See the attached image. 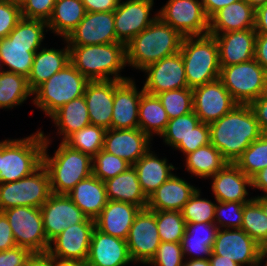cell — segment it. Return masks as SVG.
<instances>
[{
    "label": "cell",
    "instance_id": "6da1fadb",
    "mask_svg": "<svg viewBox=\"0 0 267 266\" xmlns=\"http://www.w3.org/2000/svg\"><path fill=\"white\" fill-rule=\"evenodd\" d=\"M208 125L210 143L228 163H235L250 144L263 134L249 105L237 104L230 112Z\"/></svg>",
    "mask_w": 267,
    "mask_h": 266
},
{
    "label": "cell",
    "instance_id": "7a4b0ae2",
    "mask_svg": "<svg viewBox=\"0 0 267 266\" xmlns=\"http://www.w3.org/2000/svg\"><path fill=\"white\" fill-rule=\"evenodd\" d=\"M47 31V22L22 18L7 37L0 39L2 70L27 78L32 69L34 54L42 48L41 42L45 38L44 32ZM3 66L9 69L6 70Z\"/></svg>",
    "mask_w": 267,
    "mask_h": 266
},
{
    "label": "cell",
    "instance_id": "3957f363",
    "mask_svg": "<svg viewBox=\"0 0 267 266\" xmlns=\"http://www.w3.org/2000/svg\"><path fill=\"white\" fill-rule=\"evenodd\" d=\"M183 38L157 17L126 44V64L142 71L150 64L180 52Z\"/></svg>",
    "mask_w": 267,
    "mask_h": 266
},
{
    "label": "cell",
    "instance_id": "277c9868",
    "mask_svg": "<svg viewBox=\"0 0 267 266\" xmlns=\"http://www.w3.org/2000/svg\"><path fill=\"white\" fill-rule=\"evenodd\" d=\"M69 49L70 63L89 81L130 79L120 74L127 65L126 45L122 42L69 46Z\"/></svg>",
    "mask_w": 267,
    "mask_h": 266
},
{
    "label": "cell",
    "instance_id": "5b68a950",
    "mask_svg": "<svg viewBox=\"0 0 267 266\" xmlns=\"http://www.w3.org/2000/svg\"><path fill=\"white\" fill-rule=\"evenodd\" d=\"M44 136L43 165L50 176L51 192L67 195L75 185L92 175V158L61 141L54 156L49 157L50 136Z\"/></svg>",
    "mask_w": 267,
    "mask_h": 266
},
{
    "label": "cell",
    "instance_id": "8992f818",
    "mask_svg": "<svg viewBox=\"0 0 267 266\" xmlns=\"http://www.w3.org/2000/svg\"><path fill=\"white\" fill-rule=\"evenodd\" d=\"M43 131L22 139L0 141V183L20 180L43 164Z\"/></svg>",
    "mask_w": 267,
    "mask_h": 266
},
{
    "label": "cell",
    "instance_id": "52a82bcc",
    "mask_svg": "<svg viewBox=\"0 0 267 266\" xmlns=\"http://www.w3.org/2000/svg\"><path fill=\"white\" fill-rule=\"evenodd\" d=\"M180 52L189 88L219 79V47L213 35L184 37Z\"/></svg>",
    "mask_w": 267,
    "mask_h": 266
},
{
    "label": "cell",
    "instance_id": "ba28073f",
    "mask_svg": "<svg viewBox=\"0 0 267 266\" xmlns=\"http://www.w3.org/2000/svg\"><path fill=\"white\" fill-rule=\"evenodd\" d=\"M89 82L71 63H68L32 92V95H35L32 103L51 117L64 104L82 97Z\"/></svg>",
    "mask_w": 267,
    "mask_h": 266
},
{
    "label": "cell",
    "instance_id": "9c48e42d",
    "mask_svg": "<svg viewBox=\"0 0 267 266\" xmlns=\"http://www.w3.org/2000/svg\"><path fill=\"white\" fill-rule=\"evenodd\" d=\"M219 79L237 104L249 105L267 93V71L254 58L221 67Z\"/></svg>",
    "mask_w": 267,
    "mask_h": 266
},
{
    "label": "cell",
    "instance_id": "30bf717a",
    "mask_svg": "<svg viewBox=\"0 0 267 266\" xmlns=\"http://www.w3.org/2000/svg\"><path fill=\"white\" fill-rule=\"evenodd\" d=\"M51 193L50 176L42 164L20 180L0 183V212L18 206L40 208Z\"/></svg>",
    "mask_w": 267,
    "mask_h": 266
},
{
    "label": "cell",
    "instance_id": "8fae6325",
    "mask_svg": "<svg viewBox=\"0 0 267 266\" xmlns=\"http://www.w3.org/2000/svg\"><path fill=\"white\" fill-rule=\"evenodd\" d=\"M2 212L8 219L17 246L24 247L32 253L48 251L50 242L45 235L40 208L18 206Z\"/></svg>",
    "mask_w": 267,
    "mask_h": 266
},
{
    "label": "cell",
    "instance_id": "7c38bea8",
    "mask_svg": "<svg viewBox=\"0 0 267 266\" xmlns=\"http://www.w3.org/2000/svg\"><path fill=\"white\" fill-rule=\"evenodd\" d=\"M158 17L183 37L209 34V19L201 0H168Z\"/></svg>",
    "mask_w": 267,
    "mask_h": 266
},
{
    "label": "cell",
    "instance_id": "4fadbf2b",
    "mask_svg": "<svg viewBox=\"0 0 267 266\" xmlns=\"http://www.w3.org/2000/svg\"><path fill=\"white\" fill-rule=\"evenodd\" d=\"M94 228L95 220L91 218L69 226L50 241L47 252L59 262L85 264Z\"/></svg>",
    "mask_w": 267,
    "mask_h": 266
},
{
    "label": "cell",
    "instance_id": "5bb4252c",
    "mask_svg": "<svg viewBox=\"0 0 267 266\" xmlns=\"http://www.w3.org/2000/svg\"><path fill=\"white\" fill-rule=\"evenodd\" d=\"M126 243L135 264L147 265L150 262L161 243L155 211L148 208L140 209L129 229Z\"/></svg>",
    "mask_w": 267,
    "mask_h": 266
},
{
    "label": "cell",
    "instance_id": "9a60e30c",
    "mask_svg": "<svg viewBox=\"0 0 267 266\" xmlns=\"http://www.w3.org/2000/svg\"><path fill=\"white\" fill-rule=\"evenodd\" d=\"M262 247L242 229H218L212 252L240 266H260Z\"/></svg>",
    "mask_w": 267,
    "mask_h": 266
},
{
    "label": "cell",
    "instance_id": "2e32d148",
    "mask_svg": "<svg viewBox=\"0 0 267 266\" xmlns=\"http://www.w3.org/2000/svg\"><path fill=\"white\" fill-rule=\"evenodd\" d=\"M192 92L193 112L203 123L220 119L237 105L220 79L197 86Z\"/></svg>",
    "mask_w": 267,
    "mask_h": 266
},
{
    "label": "cell",
    "instance_id": "e0dca14e",
    "mask_svg": "<svg viewBox=\"0 0 267 266\" xmlns=\"http://www.w3.org/2000/svg\"><path fill=\"white\" fill-rule=\"evenodd\" d=\"M154 0H119L114 10L116 38L125 45L142 30L146 29L157 17L150 18Z\"/></svg>",
    "mask_w": 267,
    "mask_h": 266
},
{
    "label": "cell",
    "instance_id": "ac0fdd59",
    "mask_svg": "<svg viewBox=\"0 0 267 266\" xmlns=\"http://www.w3.org/2000/svg\"><path fill=\"white\" fill-rule=\"evenodd\" d=\"M68 46L120 42L116 38L114 11L86 12L77 27L64 39Z\"/></svg>",
    "mask_w": 267,
    "mask_h": 266
},
{
    "label": "cell",
    "instance_id": "d6986e66",
    "mask_svg": "<svg viewBox=\"0 0 267 266\" xmlns=\"http://www.w3.org/2000/svg\"><path fill=\"white\" fill-rule=\"evenodd\" d=\"M142 71L147 75L143 90L148 94L157 95L164 91L188 87L181 52L150 64Z\"/></svg>",
    "mask_w": 267,
    "mask_h": 266
},
{
    "label": "cell",
    "instance_id": "ffe728a7",
    "mask_svg": "<svg viewBox=\"0 0 267 266\" xmlns=\"http://www.w3.org/2000/svg\"><path fill=\"white\" fill-rule=\"evenodd\" d=\"M40 210L49 242L69 226L83 223L88 218L65 194L51 193Z\"/></svg>",
    "mask_w": 267,
    "mask_h": 266
},
{
    "label": "cell",
    "instance_id": "44dd1931",
    "mask_svg": "<svg viewBox=\"0 0 267 266\" xmlns=\"http://www.w3.org/2000/svg\"><path fill=\"white\" fill-rule=\"evenodd\" d=\"M137 88L131 78L124 81L114 80L112 129L138 128L139 101L144 90L143 87L140 91Z\"/></svg>",
    "mask_w": 267,
    "mask_h": 266
},
{
    "label": "cell",
    "instance_id": "7402d4cb",
    "mask_svg": "<svg viewBox=\"0 0 267 266\" xmlns=\"http://www.w3.org/2000/svg\"><path fill=\"white\" fill-rule=\"evenodd\" d=\"M151 140L139 128H111L106 130L103 150L134 165L151 148Z\"/></svg>",
    "mask_w": 267,
    "mask_h": 266
},
{
    "label": "cell",
    "instance_id": "603a6c76",
    "mask_svg": "<svg viewBox=\"0 0 267 266\" xmlns=\"http://www.w3.org/2000/svg\"><path fill=\"white\" fill-rule=\"evenodd\" d=\"M130 263L134 262L126 240L105 234L95 227L84 266H126Z\"/></svg>",
    "mask_w": 267,
    "mask_h": 266
},
{
    "label": "cell",
    "instance_id": "cb8c5ba5",
    "mask_svg": "<svg viewBox=\"0 0 267 266\" xmlns=\"http://www.w3.org/2000/svg\"><path fill=\"white\" fill-rule=\"evenodd\" d=\"M213 36L219 47L220 68L254 58L257 36L255 29L230 31Z\"/></svg>",
    "mask_w": 267,
    "mask_h": 266
},
{
    "label": "cell",
    "instance_id": "d4e9b609",
    "mask_svg": "<svg viewBox=\"0 0 267 266\" xmlns=\"http://www.w3.org/2000/svg\"><path fill=\"white\" fill-rule=\"evenodd\" d=\"M212 178V191L219 202H250L247 187L252 186L251 178L234 163H227Z\"/></svg>",
    "mask_w": 267,
    "mask_h": 266
},
{
    "label": "cell",
    "instance_id": "484cf974",
    "mask_svg": "<svg viewBox=\"0 0 267 266\" xmlns=\"http://www.w3.org/2000/svg\"><path fill=\"white\" fill-rule=\"evenodd\" d=\"M90 124L111 129L114 80L90 81L84 95Z\"/></svg>",
    "mask_w": 267,
    "mask_h": 266
},
{
    "label": "cell",
    "instance_id": "4316f807",
    "mask_svg": "<svg viewBox=\"0 0 267 266\" xmlns=\"http://www.w3.org/2000/svg\"><path fill=\"white\" fill-rule=\"evenodd\" d=\"M140 209L132 203L108 200L100 215L95 219V227L105 234L126 240Z\"/></svg>",
    "mask_w": 267,
    "mask_h": 266
},
{
    "label": "cell",
    "instance_id": "83f0119b",
    "mask_svg": "<svg viewBox=\"0 0 267 266\" xmlns=\"http://www.w3.org/2000/svg\"><path fill=\"white\" fill-rule=\"evenodd\" d=\"M197 188L174 174L149 197L147 208L152 211H181Z\"/></svg>",
    "mask_w": 267,
    "mask_h": 266
},
{
    "label": "cell",
    "instance_id": "f1b7e54d",
    "mask_svg": "<svg viewBox=\"0 0 267 266\" xmlns=\"http://www.w3.org/2000/svg\"><path fill=\"white\" fill-rule=\"evenodd\" d=\"M255 9L245 0H238L216 12L209 19V34L254 29Z\"/></svg>",
    "mask_w": 267,
    "mask_h": 266
},
{
    "label": "cell",
    "instance_id": "f546056e",
    "mask_svg": "<svg viewBox=\"0 0 267 266\" xmlns=\"http://www.w3.org/2000/svg\"><path fill=\"white\" fill-rule=\"evenodd\" d=\"M88 217L95 220L108 202L105 182L93 174L78 182L67 194Z\"/></svg>",
    "mask_w": 267,
    "mask_h": 266
},
{
    "label": "cell",
    "instance_id": "4dcf8cb0",
    "mask_svg": "<svg viewBox=\"0 0 267 266\" xmlns=\"http://www.w3.org/2000/svg\"><path fill=\"white\" fill-rule=\"evenodd\" d=\"M70 63L68 44L63 49L42 47L34 54L32 69L27 77L30 90L33 92L39 85L46 82L53 74L62 70Z\"/></svg>",
    "mask_w": 267,
    "mask_h": 266
},
{
    "label": "cell",
    "instance_id": "1f68e13d",
    "mask_svg": "<svg viewBox=\"0 0 267 266\" xmlns=\"http://www.w3.org/2000/svg\"><path fill=\"white\" fill-rule=\"evenodd\" d=\"M144 194L149 197L161 184L167 181L176 168L167 158H158L150 149L133 165Z\"/></svg>",
    "mask_w": 267,
    "mask_h": 266
},
{
    "label": "cell",
    "instance_id": "d6a6232c",
    "mask_svg": "<svg viewBox=\"0 0 267 266\" xmlns=\"http://www.w3.org/2000/svg\"><path fill=\"white\" fill-rule=\"evenodd\" d=\"M105 186L108 200L132 203L141 209L147 208L148 197L141 188L133 165L123 173L105 181Z\"/></svg>",
    "mask_w": 267,
    "mask_h": 266
},
{
    "label": "cell",
    "instance_id": "836d02e7",
    "mask_svg": "<svg viewBox=\"0 0 267 266\" xmlns=\"http://www.w3.org/2000/svg\"><path fill=\"white\" fill-rule=\"evenodd\" d=\"M218 229L215 223H186L181 241L184 258L190 255L189 259H208Z\"/></svg>",
    "mask_w": 267,
    "mask_h": 266
},
{
    "label": "cell",
    "instance_id": "e575fe53",
    "mask_svg": "<svg viewBox=\"0 0 267 266\" xmlns=\"http://www.w3.org/2000/svg\"><path fill=\"white\" fill-rule=\"evenodd\" d=\"M50 118L58 128L57 134L63 136L61 141L64 142L74 132L90 125L85 97L82 96L64 104Z\"/></svg>",
    "mask_w": 267,
    "mask_h": 266
},
{
    "label": "cell",
    "instance_id": "d590c367",
    "mask_svg": "<svg viewBox=\"0 0 267 266\" xmlns=\"http://www.w3.org/2000/svg\"><path fill=\"white\" fill-rule=\"evenodd\" d=\"M86 14L82 0H56L48 29L65 39Z\"/></svg>",
    "mask_w": 267,
    "mask_h": 266
},
{
    "label": "cell",
    "instance_id": "8d00e7d4",
    "mask_svg": "<svg viewBox=\"0 0 267 266\" xmlns=\"http://www.w3.org/2000/svg\"><path fill=\"white\" fill-rule=\"evenodd\" d=\"M138 120V128L151 139H153V134L161 136L165 131L169 117L157 95L148 94L146 92L141 95Z\"/></svg>",
    "mask_w": 267,
    "mask_h": 266
},
{
    "label": "cell",
    "instance_id": "74e56055",
    "mask_svg": "<svg viewBox=\"0 0 267 266\" xmlns=\"http://www.w3.org/2000/svg\"><path fill=\"white\" fill-rule=\"evenodd\" d=\"M186 170L199 178H210L228 162L211 143L185 155Z\"/></svg>",
    "mask_w": 267,
    "mask_h": 266
},
{
    "label": "cell",
    "instance_id": "f35d334b",
    "mask_svg": "<svg viewBox=\"0 0 267 266\" xmlns=\"http://www.w3.org/2000/svg\"><path fill=\"white\" fill-rule=\"evenodd\" d=\"M200 123V119L193 111L169 119L165 131L161 134L163 142L181 151L184 155L189 154V136Z\"/></svg>",
    "mask_w": 267,
    "mask_h": 266
},
{
    "label": "cell",
    "instance_id": "ab89813d",
    "mask_svg": "<svg viewBox=\"0 0 267 266\" xmlns=\"http://www.w3.org/2000/svg\"><path fill=\"white\" fill-rule=\"evenodd\" d=\"M31 95L25 76L5 70L0 72V109L21 105Z\"/></svg>",
    "mask_w": 267,
    "mask_h": 266
},
{
    "label": "cell",
    "instance_id": "60d3db41",
    "mask_svg": "<svg viewBox=\"0 0 267 266\" xmlns=\"http://www.w3.org/2000/svg\"><path fill=\"white\" fill-rule=\"evenodd\" d=\"M241 229L262 248L267 247V215L254 199L243 206Z\"/></svg>",
    "mask_w": 267,
    "mask_h": 266
},
{
    "label": "cell",
    "instance_id": "b9f144b4",
    "mask_svg": "<svg viewBox=\"0 0 267 266\" xmlns=\"http://www.w3.org/2000/svg\"><path fill=\"white\" fill-rule=\"evenodd\" d=\"M105 133V128L90 124L71 134L64 142L93 158L103 149Z\"/></svg>",
    "mask_w": 267,
    "mask_h": 266
},
{
    "label": "cell",
    "instance_id": "7bdbcfd3",
    "mask_svg": "<svg viewBox=\"0 0 267 266\" xmlns=\"http://www.w3.org/2000/svg\"><path fill=\"white\" fill-rule=\"evenodd\" d=\"M234 164L250 178L267 167V134L253 141Z\"/></svg>",
    "mask_w": 267,
    "mask_h": 266
},
{
    "label": "cell",
    "instance_id": "ee69618b",
    "mask_svg": "<svg viewBox=\"0 0 267 266\" xmlns=\"http://www.w3.org/2000/svg\"><path fill=\"white\" fill-rule=\"evenodd\" d=\"M161 242L181 243L185 233V219L181 211H155Z\"/></svg>",
    "mask_w": 267,
    "mask_h": 266
},
{
    "label": "cell",
    "instance_id": "f6af8a7d",
    "mask_svg": "<svg viewBox=\"0 0 267 266\" xmlns=\"http://www.w3.org/2000/svg\"><path fill=\"white\" fill-rule=\"evenodd\" d=\"M169 119L185 115L193 111L192 88L173 89L157 94Z\"/></svg>",
    "mask_w": 267,
    "mask_h": 266
},
{
    "label": "cell",
    "instance_id": "bcb514c9",
    "mask_svg": "<svg viewBox=\"0 0 267 266\" xmlns=\"http://www.w3.org/2000/svg\"><path fill=\"white\" fill-rule=\"evenodd\" d=\"M216 204L217 201L201 198L198 188L181 210L185 223H214Z\"/></svg>",
    "mask_w": 267,
    "mask_h": 266
},
{
    "label": "cell",
    "instance_id": "7dc6e473",
    "mask_svg": "<svg viewBox=\"0 0 267 266\" xmlns=\"http://www.w3.org/2000/svg\"><path fill=\"white\" fill-rule=\"evenodd\" d=\"M131 166L126 160L103 149L92 158V174L103 182L123 173Z\"/></svg>",
    "mask_w": 267,
    "mask_h": 266
},
{
    "label": "cell",
    "instance_id": "c3c4849f",
    "mask_svg": "<svg viewBox=\"0 0 267 266\" xmlns=\"http://www.w3.org/2000/svg\"><path fill=\"white\" fill-rule=\"evenodd\" d=\"M248 202H219L215 207L214 223L219 229H241L243 206Z\"/></svg>",
    "mask_w": 267,
    "mask_h": 266
},
{
    "label": "cell",
    "instance_id": "681fc988",
    "mask_svg": "<svg viewBox=\"0 0 267 266\" xmlns=\"http://www.w3.org/2000/svg\"><path fill=\"white\" fill-rule=\"evenodd\" d=\"M181 243L161 242L155 256L148 265L151 266H183L185 262Z\"/></svg>",
    "mask_w": 267,
    "mask_h": 266
},
{
    "label": "cell",
    "instance_id": "f907efd6",
    "mask_svg": "<svg viewBox=\"0 0 267 266\" xmlns=\"http://www.w3.org/2000/svg\"><path fill=\"white\" fill-rule=\"evenodd\" d=\"M21 19V7L10 0H0V39L7 37Z\"/></svg>",
    "mask_w": 267,
    "mask_h": 266
},
{
    "label": "cell",
    "instance_id": "816d5d0a",
    "mask_svg": "<svg viewBox=\"0 0 267 266\" xmlns=\"http://www.w3.org/2000/svg\"><path fill=\"white\" fill-rule=\"evenodd\" d=\"M56 0H28L21 7L22 18L48 22Z\"/></svg>",
    "mask_w": 267,
    "mask_h": 266
},
{
    "label": "cell",
    "instance_id": "f5cc1de1",
    "mask_svg": "<svg viewBox=\"0 0 267 266\" xmlns=\"http://www.w3.org/2000/svg\"><path fill=\"white\" fill-rule=\"evenodd\" d=\"M32 252L24 247L0 251V266H24Z\"/></svg>",
    "mask_w": 267,
    "mask_h": 266
},
{
    "label": "cell",
    "instance_id": "db71d44e",
    "mask_svg": "<svg viewBox=\"0 0 267 266\" xmlns=\"http://www.w3.org/2000/svg\"><path fill=\"white\" fill-rule=\"evenodd\" d=\"M210 143V128L207 123L201 122L189 136V153Z\"/></svg>",
    "mask_w": 267,
    "mask_h": 266
},
{
    "label": "cell",
    "instance_id": "11a10c76",
    "mask_svg": "<svg viewBox=\"0 0 267 266\" xmlns=\"http://www.w3.org/2000/svg\"><path fill=\"white\" fill-rule=\"evenodd\" d=\"M249 106L258 121L261 132L267 134V93L255 99Z\"/></svg>",
    "mask_w": 267,
    "mask_h": 266
},
{
    "label": "cell",
    "instance_id": "9f6ffc18",
    "mask_svg": "<svg viewBox=\"0 0 267 266\" xmlns=\"http://www.w3.org/2000/svg\"><path fill=\"white\" fill-rule=\"evenodd\" d=\"M16 246L8 219L3 212H0V251L9 250Z\"/></svg>",
    "mask_w": 267,
    "mask_h": 266
},
{
    "label": "cell",
    "instance_id": "6f0895ef",
    "mask_svg": "<svg viewBox=\"0 0 267 266\" xmlns=\"http://www.w3.org/2000/svg\"><path fill=\"white\" fill-rule=\"evenodd\" d=\"M86 12H111L117 8L119 0H82Z\"/></svg>",
    "mask_w": 267,
    "mask_h": 266
},
{
    "label": "cell",
    "instance_id": "680465c9",
    "mask_svg": "<svg viewBox=\"0 0 267 266\" xmlns=\"http://www.w3.org/2000/svg\"><path fill=\"white\" fill-rule=\"evenodd\" d=\"M254 59L267 71V34H257Z\"/></svg>",
    "mask_w": 267,
    "mask_h": 266
},
{
    "label": "cell",
    "instance_id": "91938a15",
    "mask_svg": "<svg viewBox=\"0 0 267 266\" xmlns=\"http://www.w3.org/2000/svg\"><path fill=\"white\" fill-rule=\"evenodd\" d=\"M238 0H201L205 15L210 19L216 12Z\"/></svg>",
    "mask_w": 267,
    "mask_h": 266
},
{
    "label": "cell",
    "instance_id": "94428289",
    "mask_svg": "<svg viewBox=\"0 0 267 266\" xmlns=\"http://www.w3.org/2000/svg\"><path fill=\"white\" fill-rule=\"evenodd\" d=\"M24 266H54V258L48 253H32Z\"/></svg>",
    "mask_w": 267,
    "mask_h": 266
},
{
    "label": "cell",
    "instance_id": "6125c7cd",
    "mask_svg": "<svg viewBox=\"0 0 267 266\" xmlns=\"http://www.w3.org/2000/svg\"><path fill=\"white\" fill-rule=\"evenodd\" d=\"M257 34H267V4L255 9V26Z\"/></svg>",
    "mask_w": 267,
    "mask_h": 266
},
{
    "label": "cell",
    "instance_id": "be15d7a7",
    "mask_svg": "<svg viewBox=\"0 0 267 266\" xmlns=\"http://www.w3.org/2000/svg\"><path fill=\"white\" fill-rule=\"evenodd\" d=\"M251 188H256L260 191L265 192L262 196H267V167L259 171L251 178Z\"/></svg>",
    "mask_w": 267,
    "mask_h": 266
},
{
    "label": "cell",
    "instance_id": "e7e4bbea",
    "mask_svg": "<svg viewBox=\"0 0 267 266\" xmlns=\"http://www.w3.org/2000/svg\"><path fill=\"white\" fill-rule=\"evenodd\" d=\"M210 266H240L236 262L229 260L223 256L215 255L212 252V255L209 257Z\"/></svg>",
    "mask_w": 267,
    "mask_h": 266
},
{
    "label": "cell",
    "instance_id": "03108f58",
    "mask_svg": "<svg viewBox=\"0 0 267 266\" xmlns=\"http://www.w3.org/2000/svg\"><path fill=\"white\" fill-rule=\"evenodd\" d=\"M183 266H210L209 258L208 259H190L184 262Z\"/></svg>",
    "mask_w": 267,
    "mask_h": 266
},
{
    "label": "cell",
    "instance_id": "003e7915",
    "mask_svg": "<svg viewBox=\"0 0 267 266\" xmlns=\"http://www.w3.org/2000/svg\"><path fill=\"white\" fill-rule=\"evenodd\" d=\"M253 199L261 206L265 215H267V196H255Z\"/></svg>",
    "mask_w": 267,
    "mask_h": 266
},
{
    "label": "cell",
    "instance_id": "a7ac6f4b",
    "mask_svg": "<svg viewBox=\"0 0 267 266\" xmlns=\"http://www.w3.org/2000/svg\"><path fill=\"white\" fill-rule=\"evenodd\" d=\"M248 2L254 9L267 4V0H245Z\"/></svg>",
    "mask_w": 267,
    "mask_h": 266
},
{
    "label": "cell",
    "instance_id": "89a4df30",
    "mask_svg": "<svg viewBox=\"0 0 267 266\" xmlns=\"http://www.w3.org/2000/svg\"><path fill=\"white\" fill-rule=\"evenodd\" d=\"M54 266H84V264L76 262H59L54 259Z\"/></svg>",
    "mask_w": 267,
    "mask_h": 266
},
{
    "label": "cell",
    "instance_id": "2644e50d",
    "mask_svg": "<svg viewBox=\"0 0 267 266\" xmlns=\"http://www.w3.org/2000/svg\"><path fill=\"white\" fill-rule=\"evenodd\" d=\"M267 257V247L262 249L261 255H260V263ZM267 266V260L265 261Z\"/></svg>",
    "mask_w": 267,
    "mask_h": 266
},
{
    "label": "cell",
    "instance_id": "8c879c8a",
    "mask_svg": "<svg viewBox=\"0 0 267 266\" xmlns=\"http://www.w3.org/2000/svg\"><path fill=\"white\" fill-rule=\"evenodd\" d=\"M10 1L13 2L17 6L22 7L28 0H10Z\"/></svg>",
    "mask_w": 267,
    "mask_h": 266
}]
</instances>
